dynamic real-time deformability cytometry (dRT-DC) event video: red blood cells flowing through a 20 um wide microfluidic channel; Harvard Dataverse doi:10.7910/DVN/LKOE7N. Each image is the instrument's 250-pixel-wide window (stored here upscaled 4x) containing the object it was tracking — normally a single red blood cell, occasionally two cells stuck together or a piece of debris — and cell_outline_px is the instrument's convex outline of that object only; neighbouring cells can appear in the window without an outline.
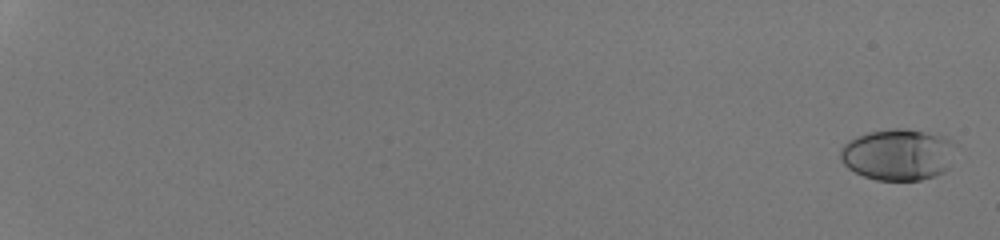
{"species": "human", "species_latin": "Homo sapiens", "temperature_condition": "room temperature", "stored_images_in_passage": 54, "camera_frame_rate_fps": 3000, "um_per_image_px": 0.085, "donor": {"sex": "male"}, "frame": {"image": 1, "passage_image": 2, "time_ms": 0.333, "image_size_px": [1000, 240], "cell_outline_px": [[960, 144], [948, 168], [944, 172], [920, 180], [876, 180], [864, 176], [848, 168], [840, 160], [840, 148], [848, 140], [856, 136], [868, 132], [896, 128], [904, 128], [944, 136]], "centroid_in_image_um": [76.37, 13.13], "position_along_channel_um": 8.6, "area_um2": 35.03}}
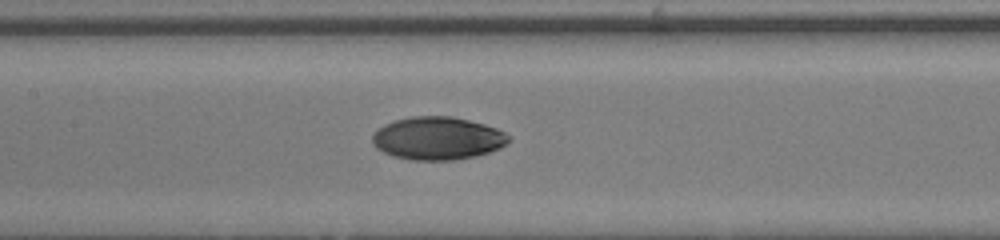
{"frame": {"image": 2, "passage_image": 32, "time_ms": 10.333, "image_size_px": [1000, 240], "cell_outline_px": [[512, 140], [508, 144], [500, 148], [476, 156], [452, 160], [412, 160], [392, 156], [376, 148], [372, 144], [372, 136], [384, 124], [396, 120], [412, 116], [452, 116], [484, 124], [496, 128], [512, 136]], "centroid_in_image_um": [37.23, 11.76], "position_along_channel_um": 170.2, "area_um2": 34.22}}
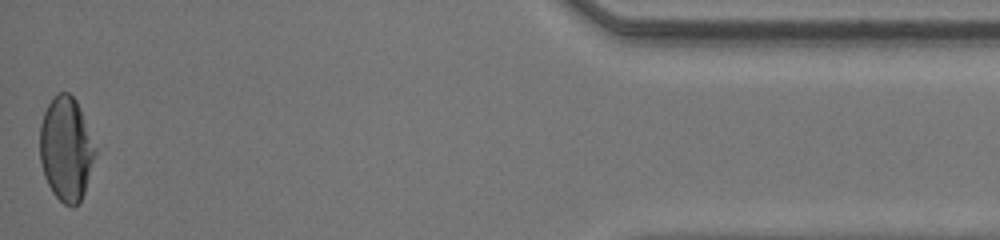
{"frame": {"image": 3, "passage_image": 54, "time_ms": 17.667, "image_size_px": [1000, 240], "cell_outline_px": [[96, 152], [84, 192], [80, 200], [72, 208], [64, 204], [52, 192], [44, 176], [40, 160], [40, 124], [44, 112], [52, 96], [60, 92], [68, 92], [76, 100], [80, 108], [96, 148]], "centroid_in_image_um": [5.6, 12.64], "position_along_channel_um": 429.6, "area_um2": 33.41}, "authors_computed_cell_mechanics": {"area_um2": 33.4373, "velocity_mm_per_s": 4.3281, "shape_relaxation_time_tau1_ms": 4.4894, "shape_relaxation_time_tau2_ms": 1.0293, "deformation_change_tau1": 0.171, "deformation_change_tau2": 0.035}}